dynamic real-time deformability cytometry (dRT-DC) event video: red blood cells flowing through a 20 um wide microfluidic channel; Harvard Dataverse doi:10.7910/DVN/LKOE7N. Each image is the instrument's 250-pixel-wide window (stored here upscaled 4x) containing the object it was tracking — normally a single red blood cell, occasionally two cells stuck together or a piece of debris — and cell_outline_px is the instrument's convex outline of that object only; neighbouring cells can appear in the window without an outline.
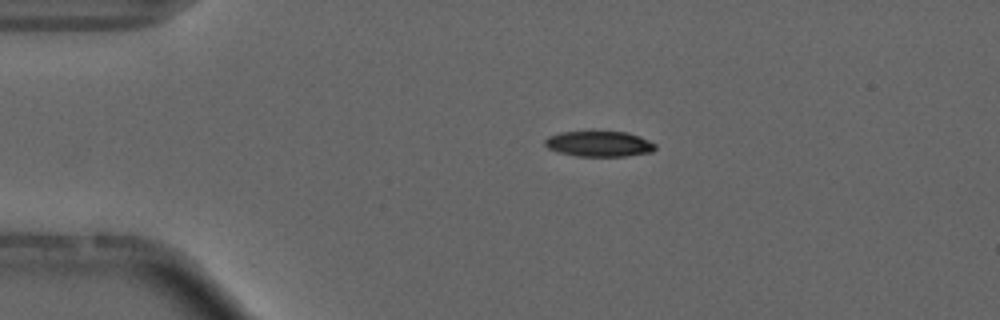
{"species": "common noctule bat (a hibernating species)", "species_latin": "Nyctalus noctula", "temperature_condition": "cold", "stored_images_in_passage": 2, "camera_frame_rate_fps": 3000, "um_per_image_px": 0.085, "animal": {"sex": "male", "forearm_length_mm": 52.5}, "frame": {"image": 1, "passage_image": 1, "time_ms": 0.0, "image_size_px": [1000, 320], "cell_outline_px": [[656, 148], [652, 152], [624, 156], [576, 156], [560, 152], [548, 148], [544, 144], [544, 140], [548, 136], [560, 132], [592, 128], [628, 132], [640, 136], [656, 144]], "centroid_in_image_um": [50.9, 12.16], "position_along_channel_um": 34.1, "area_um2": 17.34}}